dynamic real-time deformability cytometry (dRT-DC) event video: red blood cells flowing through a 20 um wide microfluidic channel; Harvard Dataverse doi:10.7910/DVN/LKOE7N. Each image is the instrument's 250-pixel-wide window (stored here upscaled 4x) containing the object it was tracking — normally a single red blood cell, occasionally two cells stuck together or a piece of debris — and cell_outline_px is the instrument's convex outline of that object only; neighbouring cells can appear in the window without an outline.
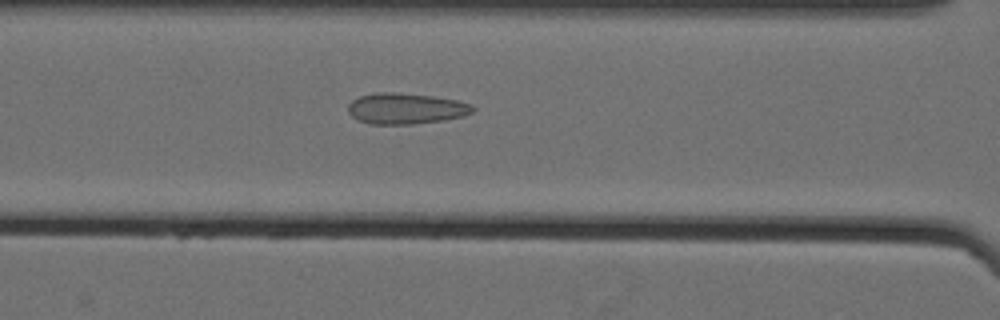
{"species": "Egyptian fruit bat (a non-hibernating species)", "species_latin": "Rousettus aegyptiacus", "temperature_condition": "cold", "stored_images_in_passage": 49, "camera_frame_rate_fps": 3000, "um_per_image_px": 0.085, "animal": {"sex": "female"}, "frame": {"image": 1, "passage_image": 24, "time_ms": 7.667, "image_size_px": [1000, 320], "cell_outline_px": [[476, 108], [472, 112], [464, 116], [444, 120], [412, 124], [368, 124], [356, 120], [348, 112], [348, 104], [352, 100], [360, 96], [376, 92], [392, 92], [432, 96], [456, 100], [472, 104]], "centroid_in_image_um": [34.48, 9.23], "position_along_channel_um": 132.1, "area_um2": 22.6}}
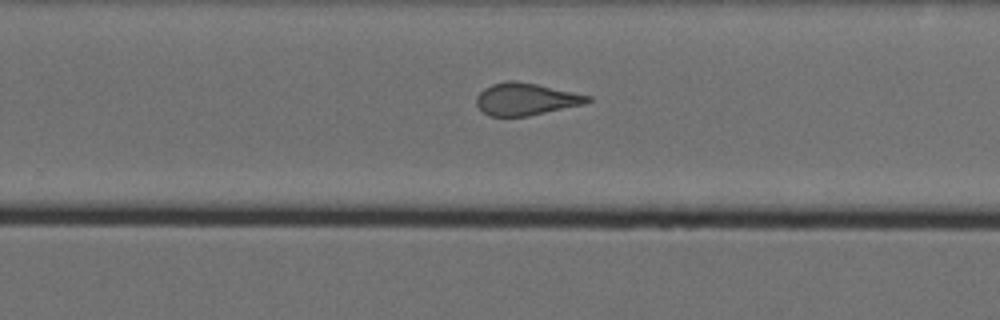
{"frame": {"image": 2, "passage_image": 37, "time_ms": 12.0, "image_size_px": [1000, 320], "cell_outline_px": [[592, 100], [588, 104], [528, 116], [488, 116], [476, 104], [476, 96], [484, 88], [492, 84], [508, 80], [512, 80], [536, 84], [592, 96]], "centroid_in_image_um": [44.73, 8.43], "position_along_channel_um": 285.1, "area_um2": 20.98}}
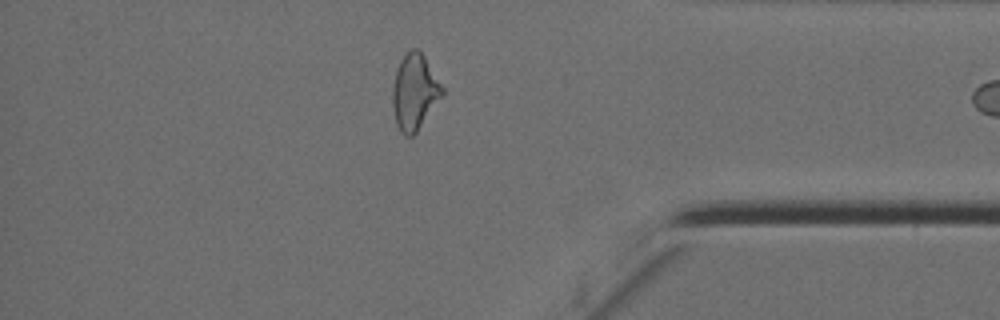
{"frame": {"image": 3, "passage_image": 48, "time_ms": 15.667, "image_size_px": [1000, 320], "cell_outline_px": [[444, 96], [416, 132], [412, 136], [404, 136], [400, 132], [396, 124], [392, 104], [392, 88], [396, 72], [400, 60], [412, 48], [420, 48], [444, 88]], "centroid_in_image_um": [35.26, 7.82], "position_along_channel_um": 399.9, "area_um2": 22.2}}